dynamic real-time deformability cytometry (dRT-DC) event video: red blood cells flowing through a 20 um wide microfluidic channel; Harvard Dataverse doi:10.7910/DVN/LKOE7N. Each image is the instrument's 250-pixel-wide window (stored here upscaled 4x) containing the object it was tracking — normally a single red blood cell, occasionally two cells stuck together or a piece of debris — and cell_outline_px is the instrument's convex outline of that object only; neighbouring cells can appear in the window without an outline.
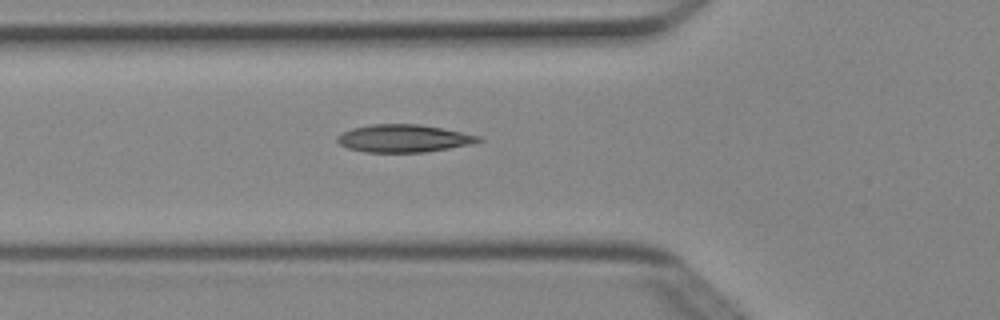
{"species": "Egyptian fruit bat (a non-hibernating species)", "species_latin": "Rousettus aegyptiacus", "temperature_condition": "cold", "stored_images_in_passage": 5, "camera_frame_rate_fps": 3000, "um_per_image_px": 0.085, "animal": {"sex": "female"}, "frame": {"image": 1, "passage_image": 5, "time_ms": 1.333, "image_size_px": [1000, 320], "cell_outline_px": [[484, 140], [476, 144], [424, 152], [364, 152], [348, 148], [340, 144], [336, 140], [336, 136], [352, 128], [372, 124], [416, 124], [440, 128], [480, 136]], "centroid_in_image_um": [34.33, 11.77], "position_along_channel_um": 91.5, "area_um2": 22.72}}